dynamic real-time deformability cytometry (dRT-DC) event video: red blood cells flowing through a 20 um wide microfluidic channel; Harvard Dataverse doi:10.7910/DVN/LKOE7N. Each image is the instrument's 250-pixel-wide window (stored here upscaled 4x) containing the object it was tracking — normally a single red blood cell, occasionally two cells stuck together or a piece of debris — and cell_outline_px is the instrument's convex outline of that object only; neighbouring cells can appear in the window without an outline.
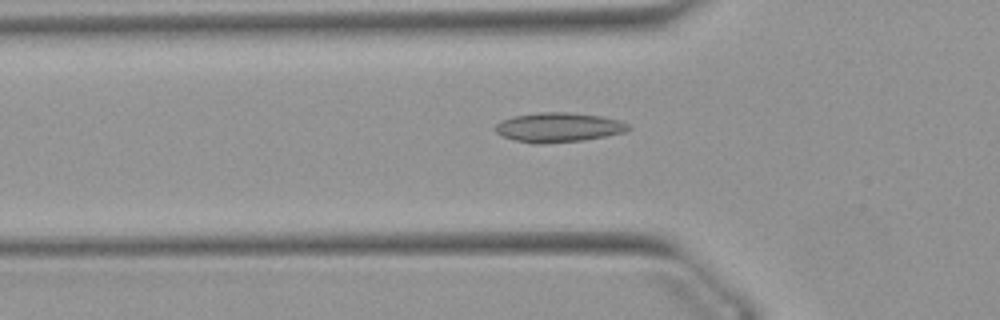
{"species": "Egyptian fruit bat (a non-hibernating species)", "species_latin": "Rousettus aegyptiacus", "temperature_condition": "warm", "stored_images_in_passage": 50, "camera_frame_rate_fps": 3000, "um_per_image_px": 0.085, "animal": {"sex": "female"}, "frame": {"image": 1, "passage_image": 15, "time_ms": 4.667, "image_size_px": [1000, 320], "cell_outline_px": [[632, 128], [624, 132], [604, 136], [580, 140], [540, 144], [532, 144], [500, 136], [496, 132], [496, 124], [500, 120], [512, 116], [540, 112], [568, 112], [604, 116], [620, 120], [628, 124]], "centroid_in_image_um": [47.45, 10.81], "position_along_channel_um": 78.3, "area_um2": 22.95}}
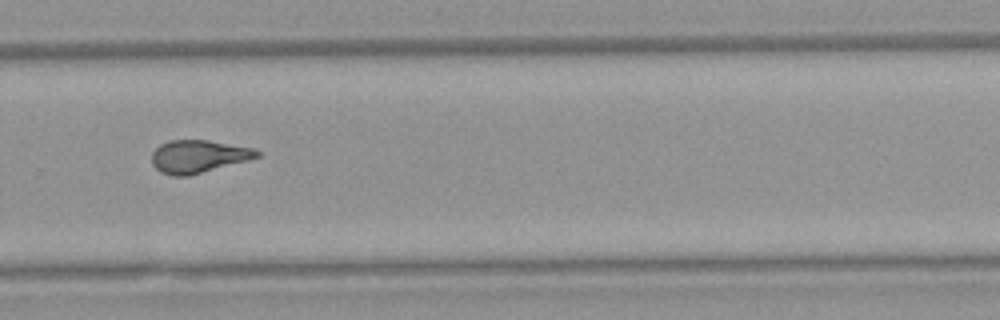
{"frame": {"image": 2, "passage_image": 33, "time_ms": 10.667, "image_size_px": [1000, 320], "cell_outline_px": [[260, 156], [248, 160], [188, 176], [172, 176], [160, 172], [152, 164], [152, 152], [160, 144], [168, 140], [208, 140], [252, 148], [260, 152]], "centroid_in_image_um": [16.82, 13.29], "position_along_channel_um": 313.0, "area_um2": 20.0}}
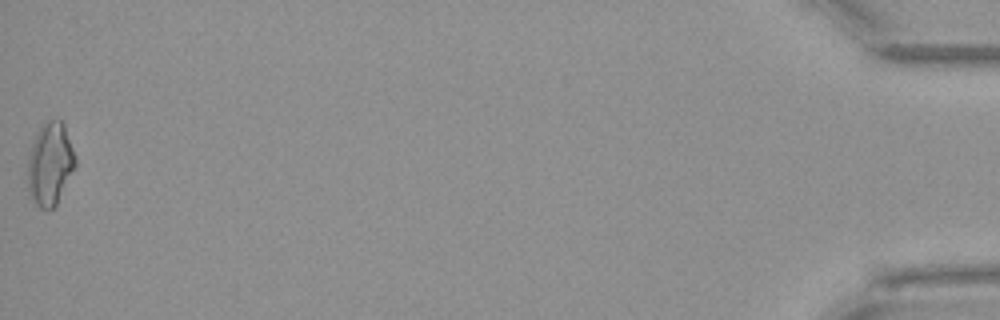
{"frame": {"image": 3, "passage_image": 50, "time_ms": 16.333, "image_size_px": [1000, 320], "cell_outline_px": [[76, 164], [56, 204], [48, 212], [40, 208], [36, 204], [28, 192], [28, 160], [32, 140], [40, 124], [56, 116], [64, 124], [76, 160]], "centroid_in_image_um": [4.23, 13.89], "position_along_channel_um": 431.0, "area_um2": 23.06}, "authors_computed_cell_mechanics": {"area_um2": 20.3456, "velocity_mm_per_s": 3.9081, "shape_relaxation_time_tau1_ms": null, "shape_relaxation_time_tau2_ms": 1.5038, "deformation_change_tau1": null, "deformation_change_tau2": 0.0813}}